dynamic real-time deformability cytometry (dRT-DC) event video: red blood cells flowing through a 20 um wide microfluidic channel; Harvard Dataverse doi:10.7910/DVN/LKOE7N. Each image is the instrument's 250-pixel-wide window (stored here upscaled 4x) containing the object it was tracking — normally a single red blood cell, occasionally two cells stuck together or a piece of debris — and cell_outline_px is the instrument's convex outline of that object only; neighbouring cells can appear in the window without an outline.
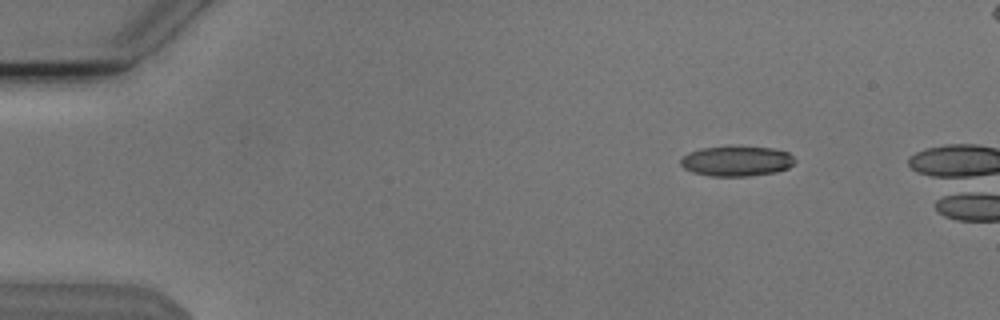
{"species": "Egyptian fruit bat (a non-hibernating species)", "species_latin": "Rousettus aegyptiacus", "temperature_condition": "cold", "stored_images_in_passage": 4, "camera_frame_rate_fps": 3000, "um_per_image_px": 0.085, "animal": {"sex": "male"}, "frame": {"image": 1, "passage_image": 4, "time_ms": 1.0, "image_size_px": [1000, 320], "cell_outline_px": [[796, 160], [788, 168], [776, 172], [748, 176], [712, 176], [692, 172], [684, 168], [680, 164], [680, 160], [688, 152], [700, 148], [736, 144], [772, 148], [788, 152]], "centroid_in_image_um": [62.6, 13.65], "position_along_channel_um": 22.4, "area_um2": 20.63}}